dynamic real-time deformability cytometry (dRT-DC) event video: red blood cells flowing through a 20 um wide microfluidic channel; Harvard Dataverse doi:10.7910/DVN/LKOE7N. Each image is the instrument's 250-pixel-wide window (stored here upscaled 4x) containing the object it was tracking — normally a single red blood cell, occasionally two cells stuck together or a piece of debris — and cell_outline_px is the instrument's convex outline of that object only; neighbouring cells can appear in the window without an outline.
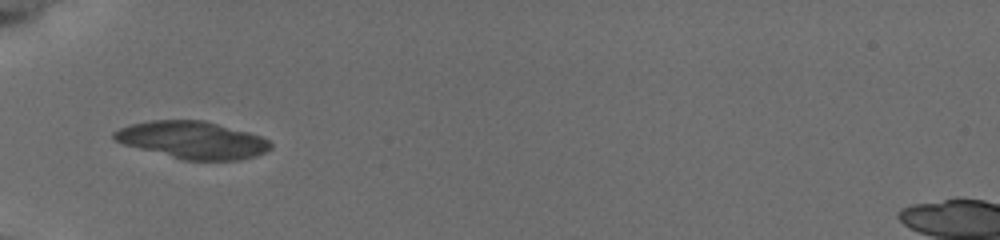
{"species": "common noctule bat (a hibernating species)", "species_latin": "Nyctalus noctula", "temperature_condition": "cold", "stored_images_in_passage": 4, "camera_frame_rate_fps": 3000, "um_per_image_px": 0.085, "animal": {"sex": "female", "body_mass_g": 19.5, "forearm_length_mm": 54.1}, "frame": {"image": 1, "passage_image": 1, "time_ms": 0.0, "image_size_px": [1000, 240], "cell_outline_px": [[272, 148], [256, 156], [240, 160], [184, 160], [124, 144], [116, 140], [112, 136], [112, 132], [120, 128], [132, 124], [152, 120], [204, 120], [248, 132], [260, 136], [268, 140], [272, 144]], "centroid_in_image_um": [16.38, 11.9], "position_along_channel_um": 68.6, "area_um2": 33.76}}